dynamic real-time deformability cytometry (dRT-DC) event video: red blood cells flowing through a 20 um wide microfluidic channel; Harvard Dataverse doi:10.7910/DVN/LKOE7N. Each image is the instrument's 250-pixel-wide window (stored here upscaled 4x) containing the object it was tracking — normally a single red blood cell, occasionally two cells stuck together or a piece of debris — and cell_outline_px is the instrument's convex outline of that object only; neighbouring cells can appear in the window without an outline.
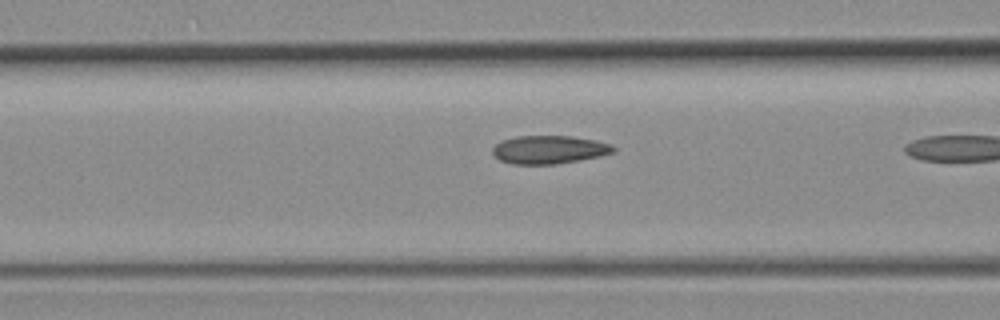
{"species": "common noctule bat (a hibernating species)", "species_latin": "Nyctalus noctula", "temperature_condition": "room temperature", "stored_images_in_passage": 6, "camera_frame_rate_fps": 3000, "um_per_image_px": 0.085, "animal": {"sex": "female", "body_mass_g": 19.3, "forearm_length_mm": 54.1}, "frame": {"image": 1, "passage_image": 5, "time_ms": 1.333, "image_size_px": [1000, 320], "cell_outline_px": [[616, 152], [600, 156], [580, 160], [556, 164], [512, 164], [500, 160], [492, 152], [492, 148], [500, 140], [516, 136], [572, 136], [596, 140], [612, 144], [616, 148]], "centroid_in_image_um": [46.7, 12.71], "position_along_channel_um": 119.9, "area_um2": 20.06}}